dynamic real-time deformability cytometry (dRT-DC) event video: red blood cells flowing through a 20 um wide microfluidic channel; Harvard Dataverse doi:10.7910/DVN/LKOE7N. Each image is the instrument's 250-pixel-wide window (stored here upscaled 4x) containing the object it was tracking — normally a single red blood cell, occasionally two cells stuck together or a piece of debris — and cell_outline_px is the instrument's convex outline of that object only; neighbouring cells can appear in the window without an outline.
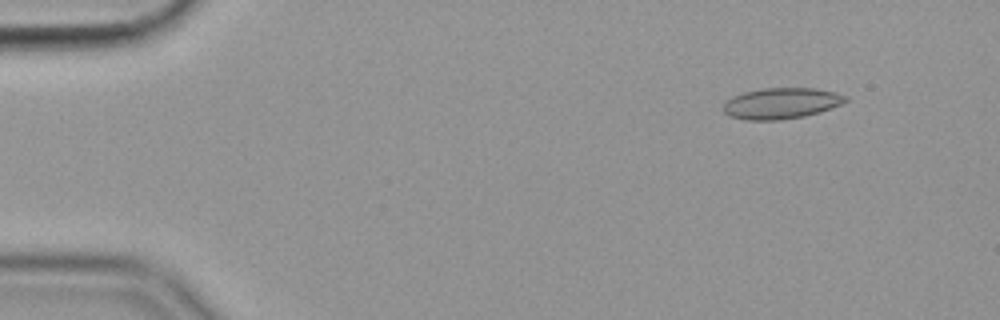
{"species": "common noctule bat (a hibernating species)", "species_latin": "Nyctalus noctula", "temperature_condition": "cold", "stored_images_in_passage": 52, "camera_frame_rate_fps": 3000, "um_per_image_px": 0.085, "animal": {"sex": "female", "body_mass_g": 19.9}, "frame": {"image": 1, "passage_image": 2, "time_ms": 0.333, "image_size_px": [1000, 320], "cell_outline_px": [[848, 100], [832, 108], [820, 112], [804, 116], [780, 120], [744, 120], [728, 116], [724, 112], [724, 100], [732, 96], [744, 92], [764, 88], [812, 88], [836, 92], [848, 96]], "centroid_in_image_um": [66.39, 8.78], "position_along_channel_um": 18.6, "area_um2": 22.25}}
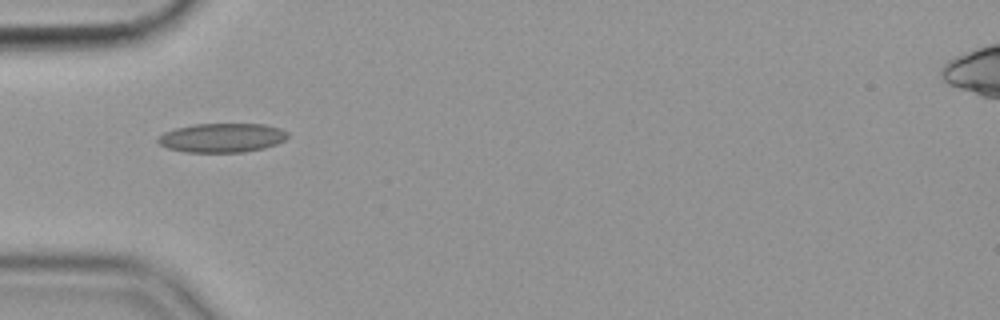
{"frame": {"image": 2, "passage_image": 14, "time_ms": 4.333, "image_size_px": [1000, 320], "cell_outline_px": [[288, 136], [284, 140], [276, 144], [264, 148], [244, 152], [184, 152], [168, 148], [160, 144], [156, 140], [164, 132], [176, 128], [192, 124], [264, 124], [280, 128], [288, 132]], "centroid_in_image_um": [18.87, 11.71], "position_along_channel_um": 66.1, "area_um2": 22.02}}
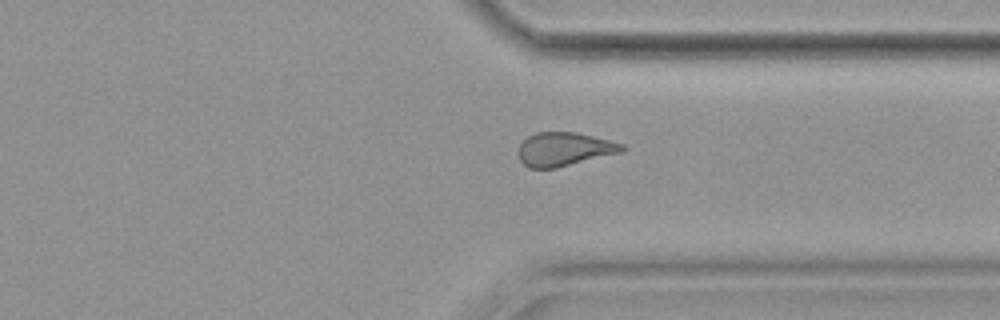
{"frame": {"image": 3, "passage_image": 39, "time_ms": 12.667, "image_size_px": [1000, 320], "cell_outline_px": [[628, 148], [624, 152], [556, 168], [528, 168], [520, 160], [516, 152], [520, 144], [528, 136], [536, 132], [576, 132], [624, 144]], "centroid_in_image_um": [47.97, 12.69], "position_along_channel_um": 363.4, "area_um2": 20.58}, "authors_computed_cell_mechanics": {"area_um2": 20.9525, "velocity_mm_per_s": 3.578, "shape_relaxation_time_tau1_ms": null, "shape_relaxation_time_tau2_ms": 3.3398, "deformation_change_tau1": null, "deformation_change_tau2": 0.0952}}